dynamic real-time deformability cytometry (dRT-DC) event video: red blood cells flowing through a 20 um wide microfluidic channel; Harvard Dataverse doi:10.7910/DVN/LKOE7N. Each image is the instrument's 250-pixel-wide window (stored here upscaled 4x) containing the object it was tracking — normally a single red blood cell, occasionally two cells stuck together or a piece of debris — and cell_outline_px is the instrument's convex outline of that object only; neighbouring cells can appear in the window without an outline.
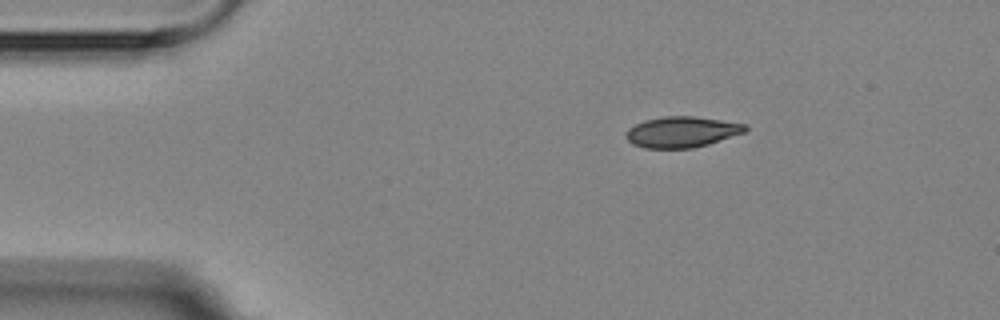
{"species": "Egyptian fruit bat (a non-hibernating species)", "species_latin": "Rousettus aegyptiacus", "temperature_condition": "room temperature", "stored_images_in_passage": 3, "camera_frame_rate_fps": 3000, "um_per_image_px": 0.085, "animal": {"sex": "female"}, "frame": {"image": 1, "passage_image": 1, "time_ms": 0.0, "image_size_px": [1000, 320], "cell_outline_px": [[748, 128], [744, 132], [708, 144], [692, 148], [644, 148], [632, 144], [624, 136], [628, 128], [644, 120], [664, 116], [692, 116], [748, 124]], "centroid_in_image_um": [57.92, 11.21], "position_along_channel_um": 27.1, "area_um2": 21.39}}